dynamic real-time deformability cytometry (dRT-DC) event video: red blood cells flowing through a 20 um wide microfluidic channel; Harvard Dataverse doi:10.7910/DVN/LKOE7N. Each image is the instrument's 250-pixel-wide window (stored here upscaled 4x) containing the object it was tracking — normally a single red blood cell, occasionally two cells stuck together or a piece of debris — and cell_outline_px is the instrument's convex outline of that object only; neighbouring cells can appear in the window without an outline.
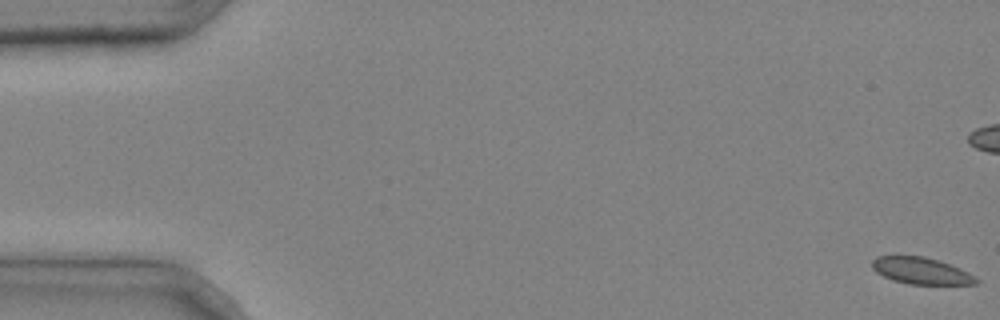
{"species": "common noctule bat (a hibernating species)", "species_latin": "Nyctalus noctula", "temperature_condition": "cold", "stored_images_in_passage": 10, "camera_frame_rate_fps": 3000, "um_per_image_px": 0.085, "animal": {"sex": "male", "body_mass_g": 20.4}, "frame": {"image": 1, "passage_image": 1, "time_ms": 0.0, "image_size_px": [1000, 320], "cell_outline_px": [[980, 284], [908, 284], [892, 280], [876, 272], [872, 268], [872, 260], [876, 256], [924, 256], [940, 260], [960, 268], [976, 276], [980, 280]], "centroid_in_image_um": [78.33, 23.02], "position_along_channel_um": 6.7, "area_um2": 16.36}}